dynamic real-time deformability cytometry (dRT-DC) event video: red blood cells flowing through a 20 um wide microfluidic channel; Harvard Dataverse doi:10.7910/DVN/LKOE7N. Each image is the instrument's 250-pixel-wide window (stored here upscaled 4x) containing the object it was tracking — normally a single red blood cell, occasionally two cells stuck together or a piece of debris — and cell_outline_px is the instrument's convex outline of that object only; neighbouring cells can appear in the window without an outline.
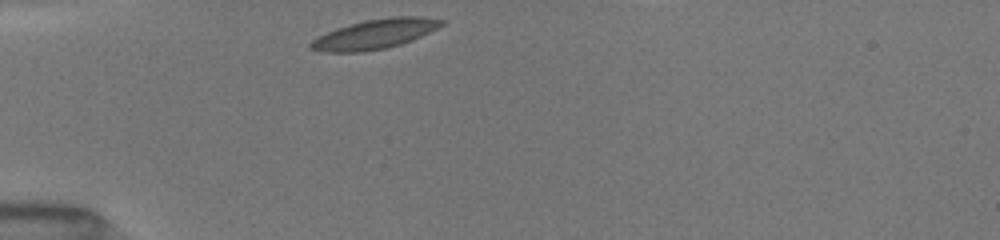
{"species": "common noctule bat (a hibernating species)", "species_latin": "Nyctalus noctula", "temperature_condition": "room temperature", "stored_images_in_passage": 13, "camera_frame_rate_fps": 3000, "um_per_image_px": 0.085, "animal": {"sex": "female", "body_mass_g": 19.5, "forearm_length_mm": 54.1}, "frame": {"image": 1, "passage_image": 1, "time_ms": 0.0, "image_size_px": [1000, 240], "cell_outline_px": [[448, 20], [444, 24], [412, 40], [400, 44], [384, 48], [360, 52], [324, 52], [312, 48], [308, 44], [312, 40], [336, 28], [364, 20], [392, 16], [420, 16]], "centroid_in_image_um": [31.9, 2.88], "position_along_channel_um": 53.1, "area_um2": 22.37}}
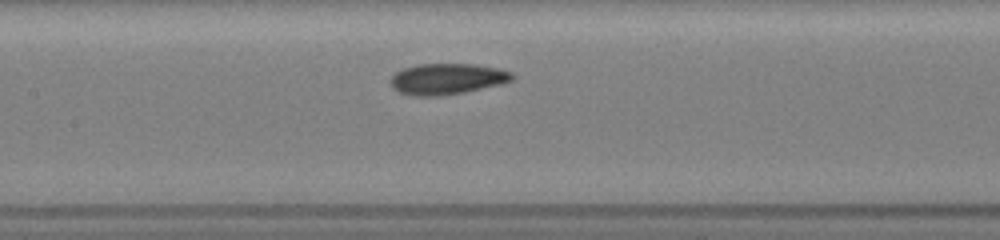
{"frame": {"image": 2, "passage_image": 7, "time_ms": 3.333, "image_size_px": [1000, 240], "cell_outline_px": [[516, 76], [512, 80], [500, 84], [464, 92], [440, 96], [412, 96], [400, 92], [392, 88], [388, 80], [396, 72], [404, 68], [420, 64], [476, 64], [500, 68], [512, 72]], "centroid_in_image_um": [38.0, 6.71], "position_along_channel_um": 169.4, "area_um2": 22.14}}
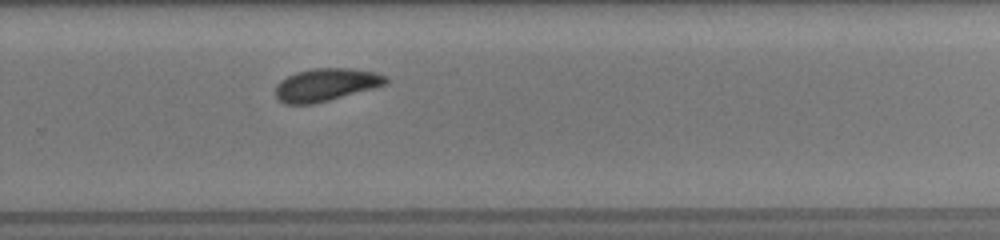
{"frame": {"image": 3, "passage_image": 13, "time_ms": 6.667, "image_size_px": [1000, 240], "cell_outline_px": [[388, 84], [328, 100], [312, 104], [284, 104], [276, 96], [276, 84], [280, 80], [296, 72], [312, 68], [352, 68], [376, 72], [388, 76]], "centroid_in_image_um": [27.72, 7.19], "position_along_channel_um": 302.1, "area_um2": 21.04}}